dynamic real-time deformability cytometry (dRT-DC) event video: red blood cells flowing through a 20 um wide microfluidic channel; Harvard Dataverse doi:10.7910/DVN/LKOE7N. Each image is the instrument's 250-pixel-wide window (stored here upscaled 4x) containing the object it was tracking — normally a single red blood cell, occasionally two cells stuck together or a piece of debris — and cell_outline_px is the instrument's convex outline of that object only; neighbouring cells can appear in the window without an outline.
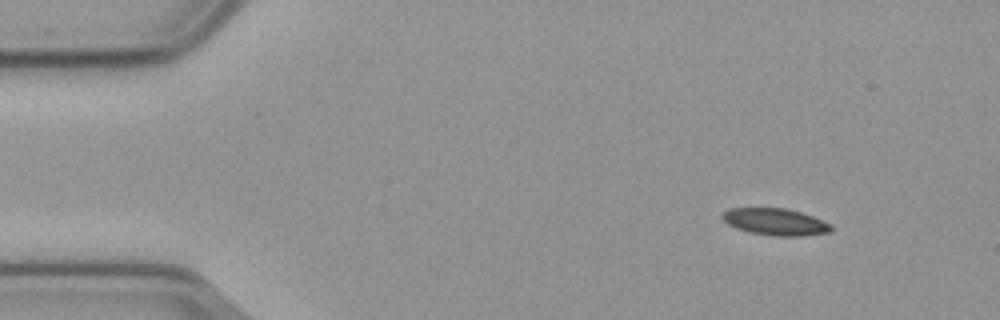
{"species": "common noctule bat (a hibernating species)", "species_latin": "Nyctalus noctula", "temperature_condition": "cold", "stored_images_in_passage": 52, "camera_frame_rate_fps": 3000, "um_per_image_px": 0.085, "animal": {"sex": "male", "body_mass_g": 23.1, "forearm_length_mm": 52.7}, "frame": {"image": 1, "passage_image": 2, "time_ms": 0.333, "image_size_px": [1000, 320], "cell_outline_px": [[832, 228], [828, 232], [804, 236], [772, 236], [748, 232], [736, 228], [728, 224], [720, 216], [724, 212], [732, 208], [784, 208], [800, 212], [812, 216], [832, 224]], "centroid_in_image_um": [65.9, 18.86], "position_along_channel_um": 19.1, "area_um2": 16.99}}
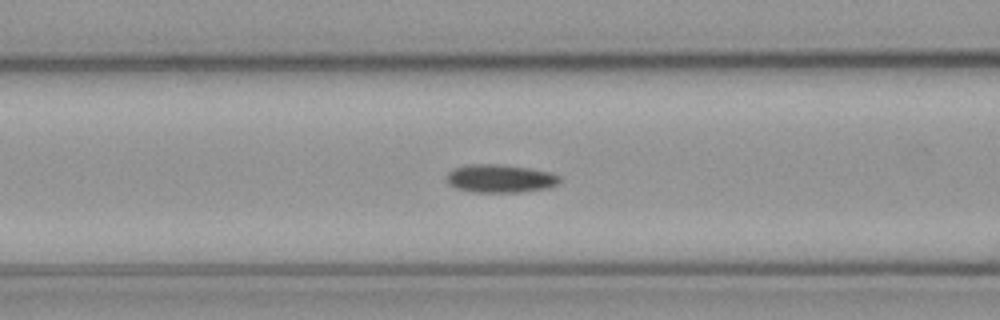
{"frame": {"image": 2, "passage_image": 18, "time_ms": 5.667, "image_size_px": [1000, 320], "cell_outline_px": [[560, 180], [556, 184], [548, 188], [520, 192], [476, 192], [456, 188], [448, 184], [448, 172], [452, 168], [468, 164], [500, 164], [528, 168], [552, 172], [560, 176]], "centroid_in_image_um": [42.51, 15.16], "position_along_channel_um": 124.1, "area_um2": 18.55}}
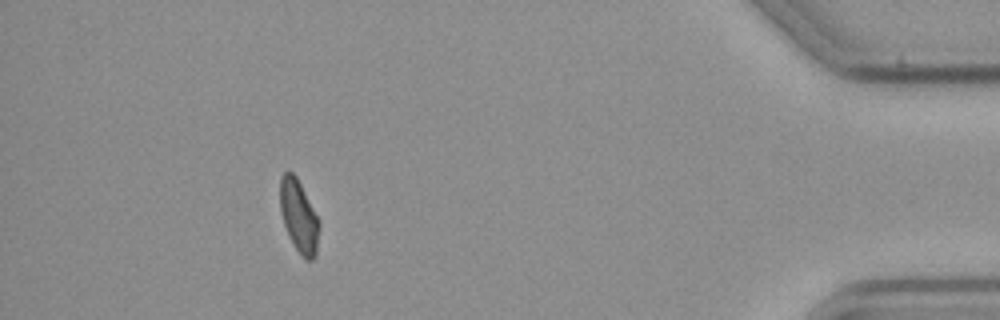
{"frame": {"image": 3, "passage_image": 47, "time_ms": 15.333, "image_size_px": [1000, 320], "cell_outline_px": [[320, 224], [316, 256], [312, 260], [304, 260], [288, 236], [280, 212], [280, 176], [284, 172], [292, 172], [296, 176], [320, 220]], "centroid_in_image_um": [25.41, 18.4], "position_along_channel_um": 409.8, "area_um2": 16.7}, "authors_computed_cell_mechanics": {"area_um2": 17.4845, "velocity_mm_per_s": 3.5967, "shape_relaxation_time_tau1_ms": 9.4612, "shape_relaxation_time_tau2_ms": null, "deformation_change_tau1": 0.1536, "deformation_change_tau2": null}}